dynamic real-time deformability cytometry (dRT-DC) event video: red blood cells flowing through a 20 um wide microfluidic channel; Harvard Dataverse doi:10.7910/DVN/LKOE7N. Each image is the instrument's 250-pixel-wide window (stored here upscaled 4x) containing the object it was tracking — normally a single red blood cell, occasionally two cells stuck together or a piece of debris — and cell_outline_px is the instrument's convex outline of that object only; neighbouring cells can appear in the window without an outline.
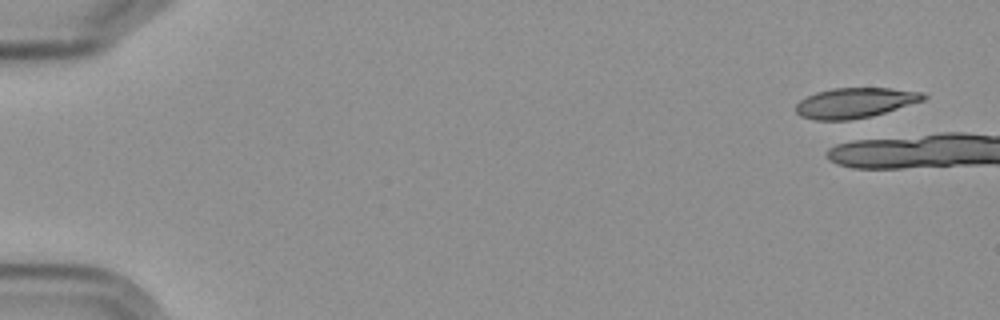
{"species": "Egyptian fruit bat (a non-hibernating species)", "species_latin": "Rousettus aegyptiacus", "temperature_condition": "cold", "stored_images_in_passage": 1, "camera_frame_rate_fps": 3000, "um_per_image_px": 0.085, "frame": {"image": 1, "passage_image": 1, "time_ms": 0.0, "image_size_px": [1000, 320], "cell_outline_px": [[928, 96], [924, 100], [872, 116], [848, 120], [816, 120], [800, 116], [796, 112], [796, 104], [800, 100], [816, 92], [832, 88], [892, 88], [924, 92]], "centroid_in_image_um": [72.69, 8.73], "position_along_channel_um": 12.3, "area_um2": 22.43}}